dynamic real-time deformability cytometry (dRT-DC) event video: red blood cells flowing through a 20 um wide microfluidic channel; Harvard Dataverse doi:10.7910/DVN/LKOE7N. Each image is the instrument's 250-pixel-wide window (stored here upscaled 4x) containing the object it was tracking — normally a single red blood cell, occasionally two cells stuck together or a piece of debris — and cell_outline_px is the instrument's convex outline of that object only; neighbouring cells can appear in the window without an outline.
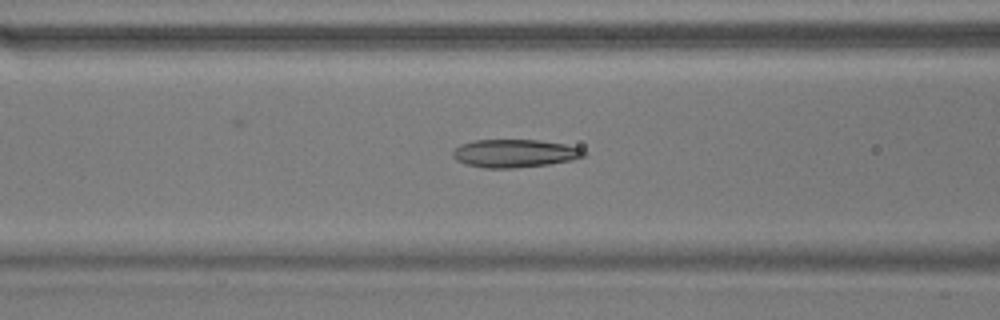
{"species": "common noctule bat (a hibernating species)", "species_latin": "Nyctalus noctula", "temperature_condition": "warm", "stored_images_in_passage": 54, "camera_frame_rate_fps": 3000, "um_per_image_px": 0.085, "animal": {"sex": "male", "body_mass_g": 17.9}, "frame": {"image": 1, "passage_image": 20, "time_ms": 6.333, "image_size_px": [1000, 320], "cell_outline_px": [[584, 156], [572, 160], [548, 164], [516, 168], [484, 168], [464, 164], [456, 160], [452, 156], [452, 152], [460, 144], [472, 140], [540, 140], [564, 144], [580, 148], [584, 152]], "centroid_in_image_um": [43.69, 13.04], "position_along_channel_um": 122.9, "area_um2": 21.44}}
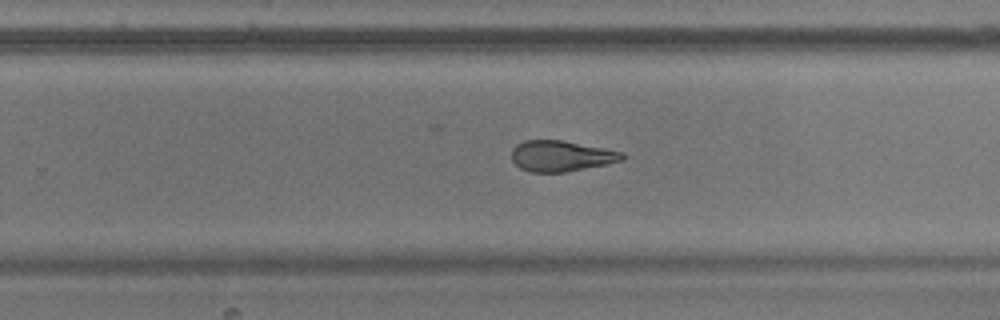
{"frame": {"image": 2, "passage_image": 33, "time_ms": 10.667, "image_size_px": [1000, 320], "cell_outline_px": [[624, 160], [608, 164], [564, 172], [532, 172], [520, 168], [512, 160], [512, 148], [516, 144], [524, 140], [564, 140], [624, 152]], "centroid_in_image_um": [47.71, 13.25], "position_along_channel_um": 282.1, "area_um2": 19.94}}
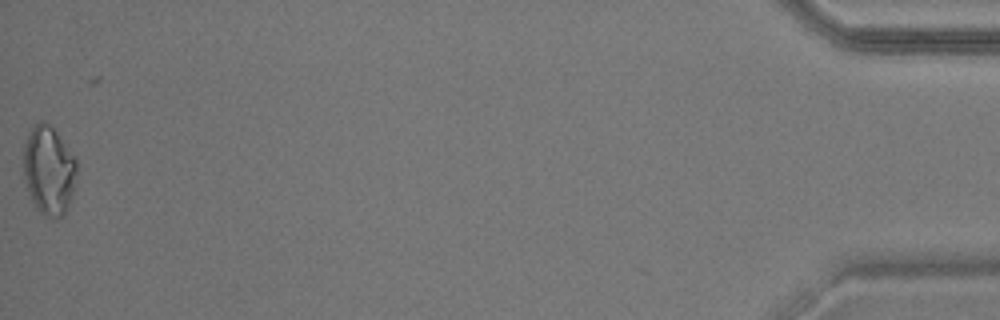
{"frame": {"image": 3, "passage_image": 53, "time_ms": 17.333, "image_size_px": [1000, 320], "cell_outline_px": [[76, 180], [64, 216], [56, 220], [44, 216], [36, 208], [28, 192], [24, 176], [24, 144], [32, 128], [40, 120], [44, 120], [56, 132], [76, 160]], "centroid_in_image_um": [4.14, 14.52], "position_along_channel_um": 431.1, "area_um2": 27.28}, "authors_computed_cell_mechanics": {"area_um2": 21.7906, "velocity_mm_per_s": 3.6772, "shape_relaxation_time_tau1_ms": 6.0148, "shape_relaxation_time_tau2_ms": 2.807, "deformation_change_tau1": 0.1985, "deformation_change_tau2": 0.1192}}